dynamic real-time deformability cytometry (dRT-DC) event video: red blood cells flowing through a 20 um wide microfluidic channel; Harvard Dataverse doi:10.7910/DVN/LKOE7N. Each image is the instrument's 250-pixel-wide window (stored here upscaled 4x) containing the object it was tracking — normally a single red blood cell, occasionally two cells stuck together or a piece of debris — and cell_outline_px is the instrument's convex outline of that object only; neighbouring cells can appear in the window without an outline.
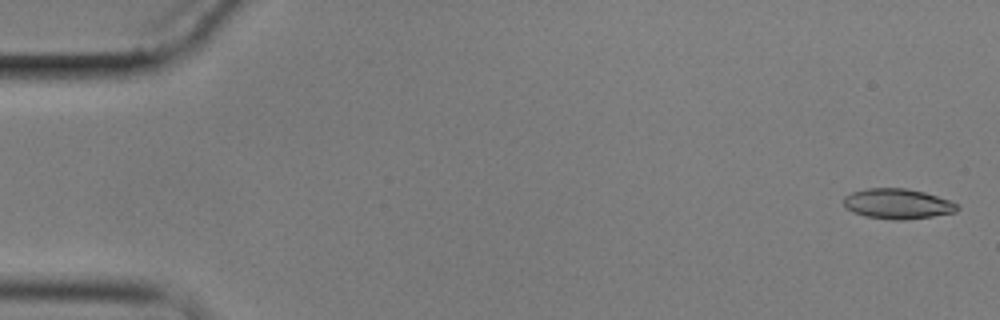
{"species": "common noctule bat (a hibernating species)", "species_latin": "Nyctalus noctula", "temperature_condition": "cold", "stored_images_in_passage": 5, "camera_frame_rate_fps": 3000, "um_per_image_px": 0.085, "animal": {"sex": "male", "body_mass_g": 17.9}, "frame": {"image": 1, "passage_image": 1, "time_ms": 0.0, "image_size_px": [1000, 320], "cell_outline_px": [[960, 208], [956, 212], [932, 216], [904, 220], [892, 220], [864, 216], [852, 212], [844, 204], [844, 196], [852, 192], [868, 188], [904, 188], [924, 192], [948, 200], [956, 204]], "centroid_in_image_um": [76.28, 17.33], "position_along_channel_um": 8.7, "area_um2": 19.88}}
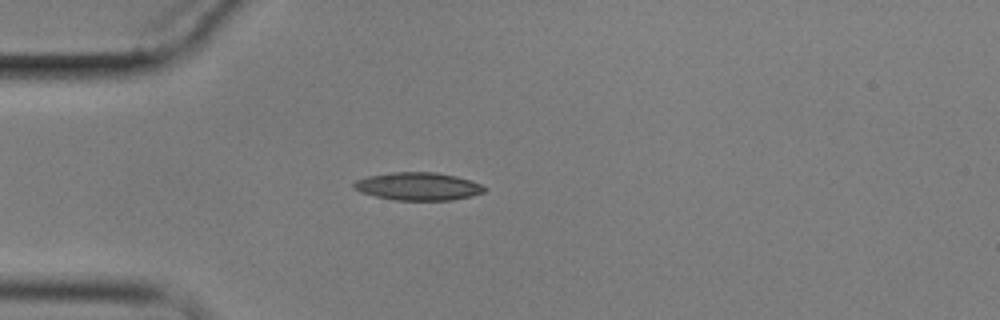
{"frame": {"image": 2, "passage_image": 5, "time_ms": 4.667, "image_size_px": [1000, 320], "cell_outline_px": [[488, 188], [484, 192], [472, 196], [452, 200], [396, 200], [376, 196], [360, 192], [352, 188], [352, 184], [356, 180], [368, 176], [392, 172], [436, 172], [456, 176], [480, 184]], "centroid_in_image_um": [35.53, 15.84], "position_along_channel_um": 49.5, "area_um2": 21.21}}